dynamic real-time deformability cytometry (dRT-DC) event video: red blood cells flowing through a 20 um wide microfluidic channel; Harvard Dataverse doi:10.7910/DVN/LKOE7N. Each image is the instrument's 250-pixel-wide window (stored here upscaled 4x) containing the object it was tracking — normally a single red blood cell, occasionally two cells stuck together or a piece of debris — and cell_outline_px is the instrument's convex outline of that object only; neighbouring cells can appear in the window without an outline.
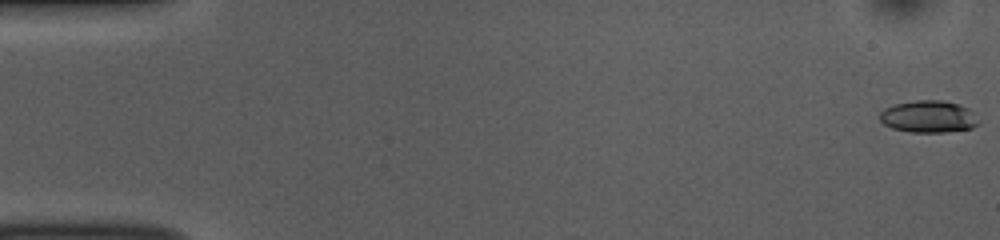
{"species": "common noctule bat (a hibernating species)", "species_latin": "Nyctalus noctula", "temperature_condition": "room temperature", "stored_images_in_passage": 54, "camera_frame_rate_fps": 3000, "um_per_image_px": 0.085, "animal": {"sex": "female", "body_mass_g": 10.0, "forearm_length_mm": 53.1}, "frame": {"image": 1, "passage_image": 1, "time_ms": 0.0, "image_size_px": [1000, 240], "cell_outline_px": [[980, 124], [972, 128], [944, 132], [912, 132], [892, 128], [884, 124], [880, 120], [880, 112], [884, 108], [892, 104], [916, 100], [944, 100], [968, 108], [980, 120]], "centroid_in_image_um": [78.92, 9.91], "position_along_channel_um": 6.1, "area_um2": 18.55}}
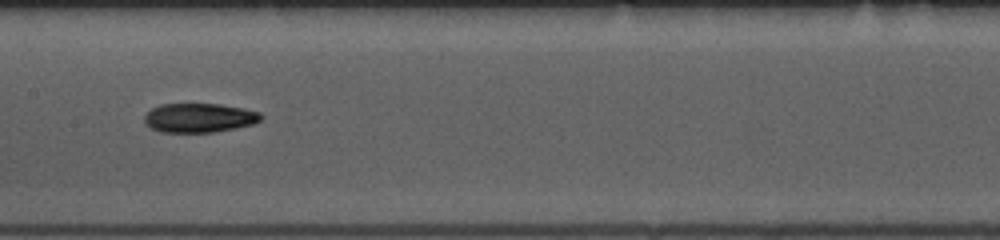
{"frame": {"image": 2, "passage_image": 27, "time_ms": 8.667, "image_size_px": [1000, 240], "cell_outline_px": [[264, 116], [260, 120], [252, 124], [236, 128], [212, 132], [160, 132], [144, 124], [144, 116], [152, 108], [160, 104], [220, 104], [244, 108], [260, 112]], "centroid_in_image_um": [16.93, 10.01], "position_along_channel_um": 190.5, "area_um2": 19.88}}
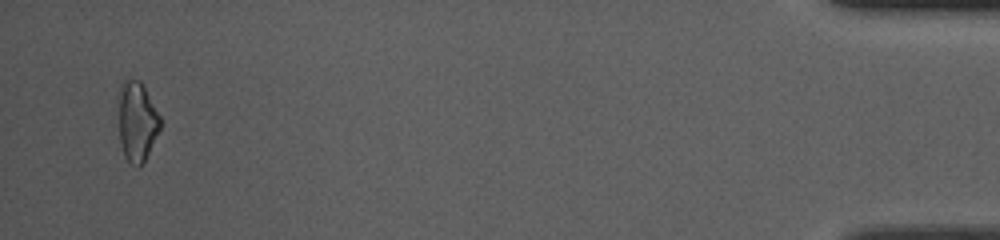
{"frame": {"image": 3, "passage_image": 52, "time_ms": 17.0, "image_size_px": [1000, 240], "cell_outline_px": [[160, 128], [140, 168], [136, 168], [124, 156], [120, 140], [120, 84], [124, 76], [128, 76], [140, 80], [160, 116]], "centroid_in_image_um": [11.64, 10.28], "position_along_channel_um": 423.6, "area_um2": 19.13}, "authors_computed_cell_mechanics": {"area_um2": 19.1896, "velocity_mm_per_s": 3.7755, "shape_relaxation_time_tau1_ms": 4.2947, "shape_relaxation_time_tau2_ms": 5.8789, "deformation_change_tau1": 0.1545, "deformation_change_tau2": 0.142}}